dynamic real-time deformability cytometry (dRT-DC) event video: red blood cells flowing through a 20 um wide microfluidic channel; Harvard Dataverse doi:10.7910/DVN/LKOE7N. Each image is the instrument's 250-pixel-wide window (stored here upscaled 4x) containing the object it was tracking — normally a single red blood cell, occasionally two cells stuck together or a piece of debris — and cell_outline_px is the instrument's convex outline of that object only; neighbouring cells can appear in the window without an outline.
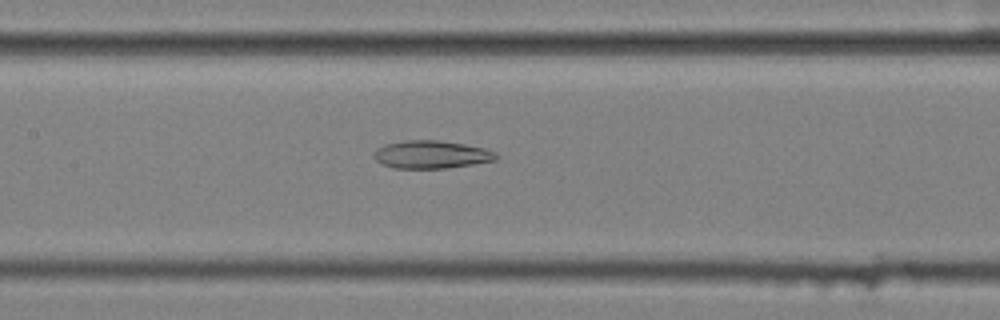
{"species": "common noctule bat (a hibernating species)", "species_latin": "Nyctalus noctula", "temperature_condition": "cold", "stored_images_in_passage": 47, "camera_frame_rate_fps": 3000, "um_per_image_px": 0.085, "animal": {"sex": "female", "body_mass_g": 25.1}, "frame": {"image": 1, "passage_image": 18, "time_ms": 5.667, "image_size_px": [1000, 320], "cell_outline_px": [[500, 156], [496, 160], [472, 164], [444, 168], [396, 168], [384, 164], [376, 160], [372, 156], [372, 152], [376, 148], [384, 144], [404, 140], [436, 140], [464, 144], [484, 148], [496, 152]], "centroid_in_image_um": [36.64, 13.12], "position_along_channel_um": 170.8, "area_um2": 19.88}}
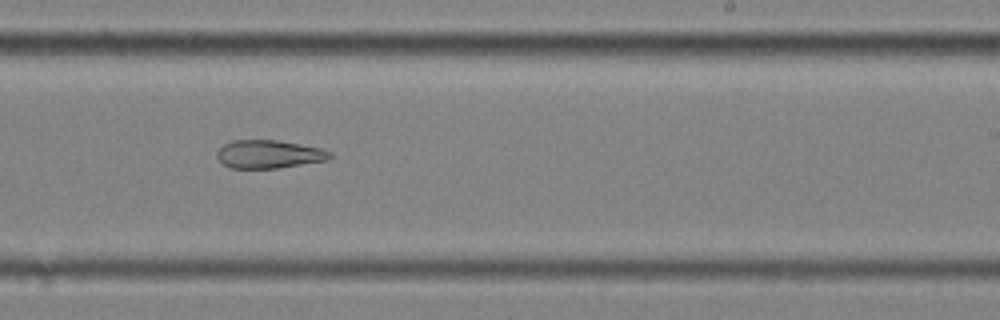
{"frame": {"image": 2, "passage_image": 26, "time_ms": 8.333, "image_size_px": [1000, 320], "cell_outline_px": [[332, 156], [328, 160], [276, 168], [232, 168], [224, 164], [216, 156], [216, 152], [224, 144], [232, 140], [276, 140], [320, 148], [332, 152]], "centroid_in_image_um": [22.85, 13.1], "position_along_channel_um": 266.1, "area_um2": 18.38}}
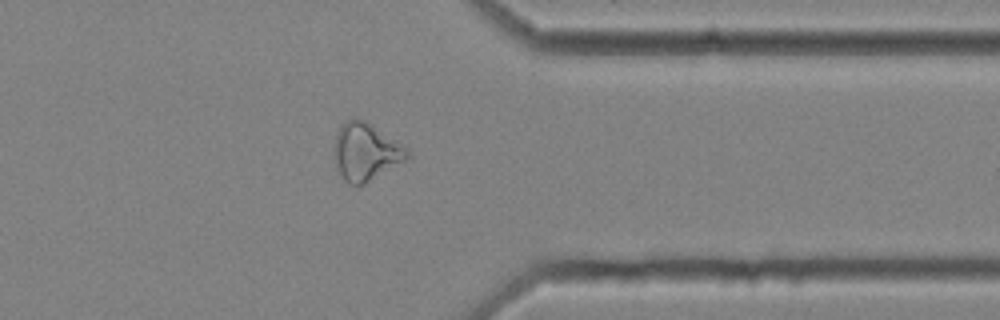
{"frame": {"image": 3, "passage_image": 36, "time_ms": 11.667, "image_size_px": [1000, 320], "cell_outline_px": [[408, 156], [404, 160], [364, 184], [348, 184], [344, 180], [336, 168], [332, 148], [336, 132], [344, 120], [352, 116], [356, 116], [372, 124], [404, 148], [408, 152]], "centroid_in_image_um": [30.96, 12.86], "position_along_channel_um": 380.4, "area_um2": 24.28}, "authors_computed_cell_mechanics": {"area_um2": 23.698, "velocity_mm_per_s": 3.5856, "shape_relaxation_time_tau1_ms": null, "shape_relaxation_time_tau2_ms": 7.9389, "deformation_change_tau1": null, "deformation_change_tau2": 0.1814}}